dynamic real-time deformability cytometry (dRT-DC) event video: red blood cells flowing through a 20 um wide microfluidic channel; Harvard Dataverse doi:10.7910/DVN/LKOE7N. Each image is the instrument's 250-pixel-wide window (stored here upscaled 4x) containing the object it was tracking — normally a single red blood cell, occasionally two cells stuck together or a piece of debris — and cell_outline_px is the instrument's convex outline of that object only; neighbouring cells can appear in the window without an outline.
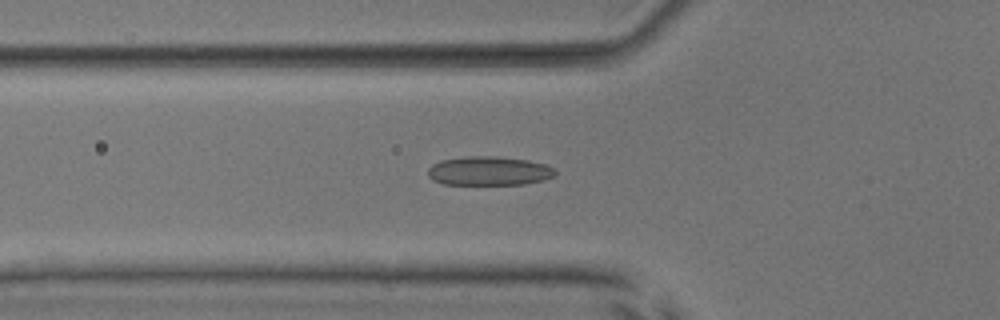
{"species": "common noctule bat (a hibernating species)", "species_latin": "Nyctalus noctula", "temperature_condition": "room temperature", "stored_images_in_passage": 51, "camera_frame_rate_fps": 3000, "um_per_image_px": 0.085, "animal": {"sex": "male", "body_mass_g": 17.9, "forearm_length_mm": 54.2}, "frame": {"image": 1, "passage_image": 18, "time_ms": 5.667, "image_size_px": [1000, 320], "cell_outline_px": [[556, 176], [544, 180], [524, 184], [444, 184], [432, 180], [428, 176], [428, 168], [432, 164], [440, 160], [464, 156], [496, 156], [528, 160], [548, 164], [556, 172]], "centroid_in_image_um": [41.57, 14.52], "position_along_channel_um": 84.2, "area_um2": 21.73}}
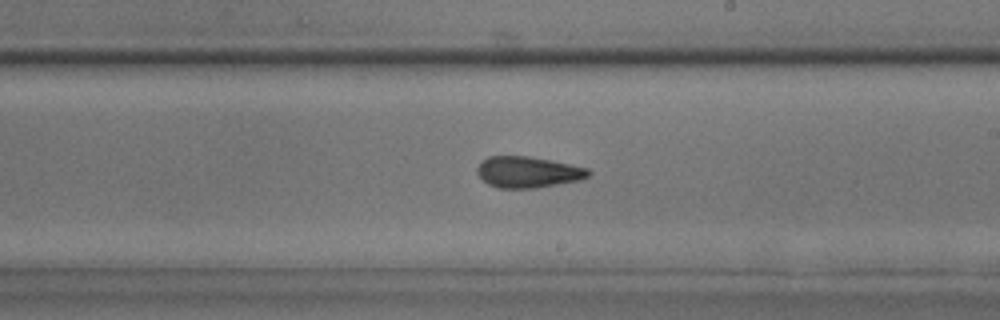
{"frame": {"image": 2, "passage_image": 30, "time_ms": 9.667, "image_size_px": [1000, 320], "cell_outline_px": [[592, 172], [588, 176], [580, 180], [536, 188], [496, 188], [488, 184], [476, 172], [476, 168], [480, 160], [488, 156], [528, 156], [552, 160], [588, 168]], "centroid_in_image_um": [44.85, 14.62], "position_along_channel_um": 244.1, "area_um2": 20.4}}
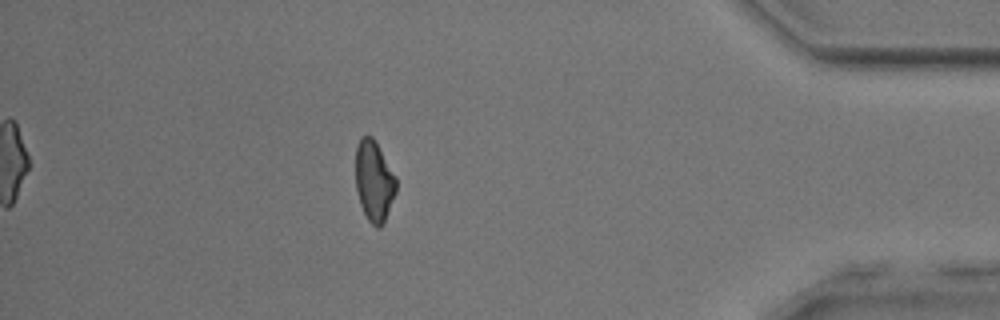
{"frame": {"image": 3, "passage_image": 45, "time_ms": 14.667, "image_size_px": [1000, 320], "cell_outline_px": [[396, 192], [384, 220], [380, 228], [376, 228], [368, 220], [360, 204], [356, 188], [356, 144], [360, 136], [372, 136], [396, 176]], "centroid_in_image_um": [31.78, 15.37], "position_along_channel_um": 403.4, "area_um2": 18.9}, "authors_computed_cell_mechanics": {"area_um2": 20.519, "velocity_mm_per_s": 4.0046, "shape_relaxation_time_tau1_ms": 3.1709, "shape_relaxation_time_tau2_ms": 2.4621, "deformation_change_tau1": 0.0959, "deformation_change_tau2": 0.0839}}